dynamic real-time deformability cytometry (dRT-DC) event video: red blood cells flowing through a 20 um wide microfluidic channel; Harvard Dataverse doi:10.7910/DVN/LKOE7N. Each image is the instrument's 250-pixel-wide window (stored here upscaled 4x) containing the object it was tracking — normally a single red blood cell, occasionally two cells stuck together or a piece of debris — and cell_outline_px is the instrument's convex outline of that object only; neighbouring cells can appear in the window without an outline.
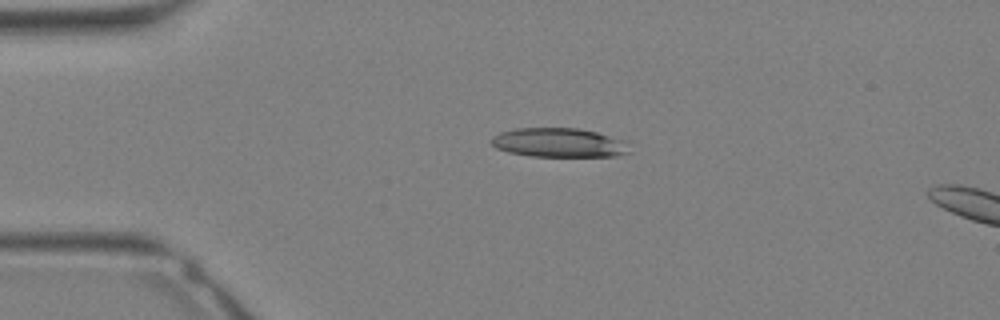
{"species": "Egyptian fruit bat (a non-hibernating species)", "species_latin": "Rousettus aegyptiacus", "temperature_condition": "warm", "stored_images_in_passage": 4, "camera_frame_rate_fps": 3000, "um_per_image_px": 0.085, "animal": {"sex": "female"}, "frame": {"image": 1, "passage_image": 1, "time_ms": 0.0, "image_size_px": [1000, 320], "cell_outline_px": [[628, 152], [616, 156], [528, 156], [508, 152], [496, 148], [488, 140], [492, 136], [500, 132], [516, 128], [580, 128], [596, 132], [624, 140]], "centroid_in_image_um": [47.43, 12.12], "position_along_channel_um": 37.6, "area_um2": 23.41}}